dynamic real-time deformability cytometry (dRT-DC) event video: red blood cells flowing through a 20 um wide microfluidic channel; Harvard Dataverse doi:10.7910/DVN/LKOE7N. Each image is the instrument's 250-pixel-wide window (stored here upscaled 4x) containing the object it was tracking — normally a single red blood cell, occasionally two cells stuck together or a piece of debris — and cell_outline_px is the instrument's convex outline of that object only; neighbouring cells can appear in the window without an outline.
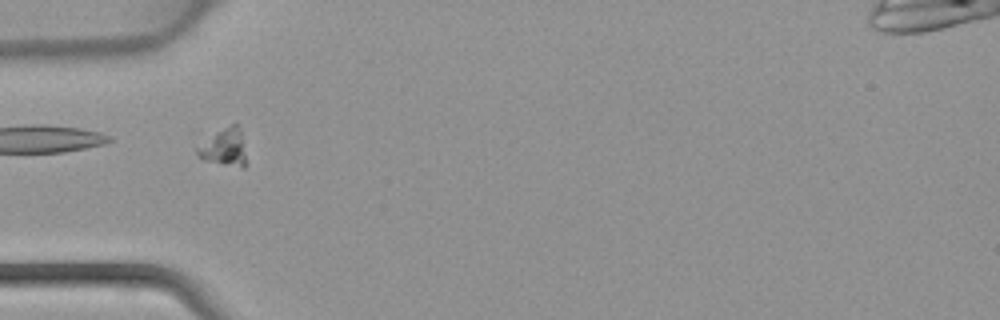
{"species": "common noctule bat (a hibernating species)", "species_latin": "Nyctalus noctula", "temperature_condition": "warm", "stored_images_in_passage": 32, "camera_frame_rate_fps": 3000, "um_per_image_px": 0.085, "animal": {"sex": "female", "body_mass_g": 22.7, "forearm_length_mm": 54.2}, "frame": {"image": 1, "passage_image": 1, "time_ms": 0.0, "image_size_px": [1000, 320], "cell_outline_px": [[248, 164], [244, 168], [220, 164], [204, 160], [196, 156], [196, 148], [224, 128], [236, 120], [240, 132]], "centroid_in_image_um": [19.1, 12.57], "position_along_channel_um": 65.9, "area_um2": 10.58}}
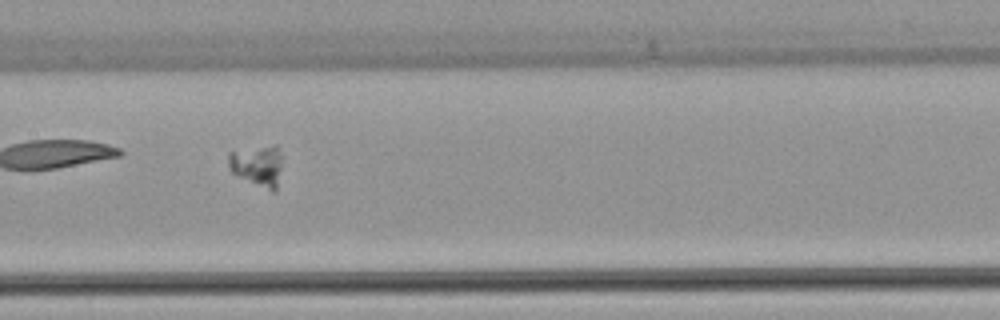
{"frame": {"image": 2, "passage_image": 9, "time_ms": 2.667, "image_size_px": [1000, 320], "cell_outline_px": [[280, 168], [276, 192], [272, 192], [236, 176], [228, 168], [228, 152], [276, 144], [280, 156]], "centroid_in_image_um": [21.85, 14.1], "position_along_channel_um": 185.6, "area_um2": 12.89}}
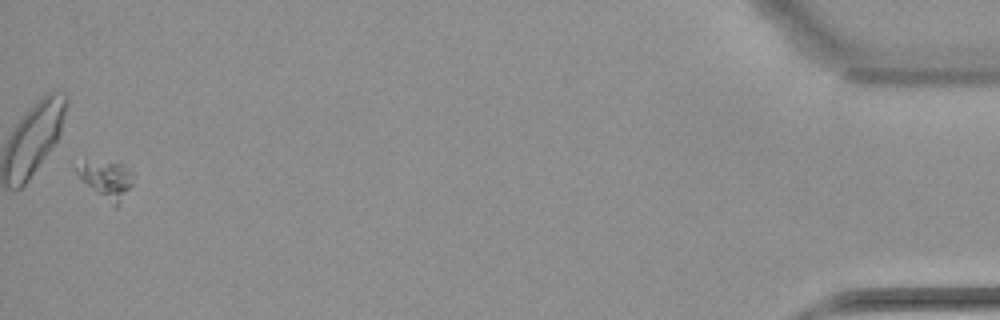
{"frame": {"image": 3, "passage_image": 31, "time_ms": 10.0, "image_size_px": [1000, 320], "cell_outline_px": [[136, 176], [132, 184], [120, 204], [116, 208], [96, 192], [76, 172], [76, 168], [84, 160], [132, 164]], "centroid_in_image_um": [9.18, 15.21], "position_along_channel_um": 426.0, "area_um2": 12.6}}